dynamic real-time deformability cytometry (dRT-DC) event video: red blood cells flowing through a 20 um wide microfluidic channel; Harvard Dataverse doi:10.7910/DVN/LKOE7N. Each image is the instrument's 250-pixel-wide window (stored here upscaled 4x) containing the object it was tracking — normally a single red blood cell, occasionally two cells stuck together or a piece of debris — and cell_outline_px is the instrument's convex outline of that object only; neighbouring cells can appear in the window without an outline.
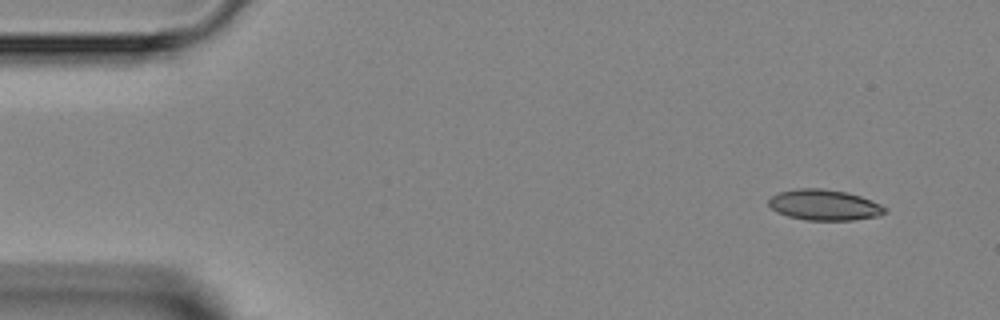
{"species": "Egyptian fruit bat (a non-hibernating species)", "species_latin": "Rousettus aegyptiacus", "temperature_condition": "room temperature", "stored_images_in_passage": 2, "segment_of_instrument_passage": [2, 2], "camera_frame_rate_fps": 3000, "um_per_image_px": 0.085, "animal": {"sex": "female"}, "frame": {"image": 1, "passage_image": 2, "time_ms": 1.667, "image_size_px": [1000, 320], "cell_outline_px": [[888, 208], [880, 216], [852, 220], [804, 220], [788, 216], [776, 212], [768, 204], [768, 200], [772, 196], [780, 192], [796, 188], [824, 188], [844, 192], [860, 196], [872, 200]], "centroid_in_image_um": [70.06, 17.42], "position_along_channel_um": 14.9, "area_um2": 20.87}}